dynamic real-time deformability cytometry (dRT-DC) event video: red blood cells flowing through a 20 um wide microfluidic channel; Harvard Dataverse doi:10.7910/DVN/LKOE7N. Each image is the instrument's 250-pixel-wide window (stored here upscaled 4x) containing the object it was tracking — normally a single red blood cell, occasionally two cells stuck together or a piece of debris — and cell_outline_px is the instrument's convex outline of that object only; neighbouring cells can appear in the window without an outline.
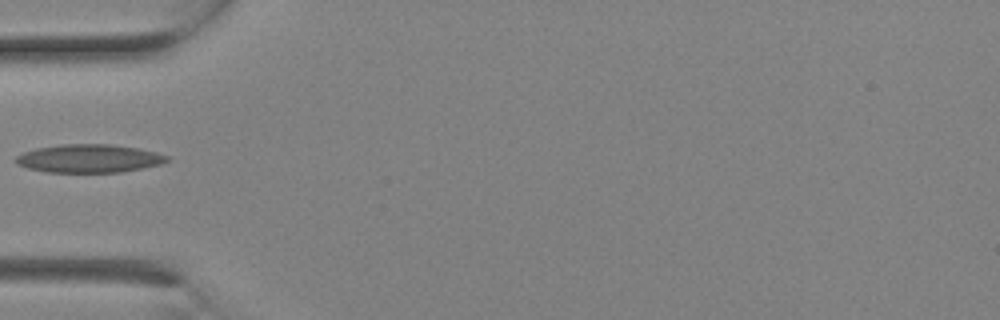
{"species": "Egyptian fruit bat (a non-hibernating species)", "species_latin": "Rousettus aegyptiacus", "temperature_condition": "room temperature", "stored_images_in_passage": 2, "camera_frame_rate_fps": 3000, "um_per_image_px": 0.085, "animal": {"sex": "female"}, "frame": {"image": 1, "passage_image": 2, "time_ms": 0.333, "image_size_px": [1000, 320], "cell_outline_px": [[172, 160], [160, 164], [144, 168], [120, 172], [44, 172], [28, 168], [16, 164], [12, 160], [16, 156], [24, 152], [36, 148], [60, 144], [112, 144], [136, 148], [156, 152], [168, 156]], "centroid_in_image_um": [7.55, 13.47], "position_along_channel_um": 77.4, "area_um2": 25.09}}